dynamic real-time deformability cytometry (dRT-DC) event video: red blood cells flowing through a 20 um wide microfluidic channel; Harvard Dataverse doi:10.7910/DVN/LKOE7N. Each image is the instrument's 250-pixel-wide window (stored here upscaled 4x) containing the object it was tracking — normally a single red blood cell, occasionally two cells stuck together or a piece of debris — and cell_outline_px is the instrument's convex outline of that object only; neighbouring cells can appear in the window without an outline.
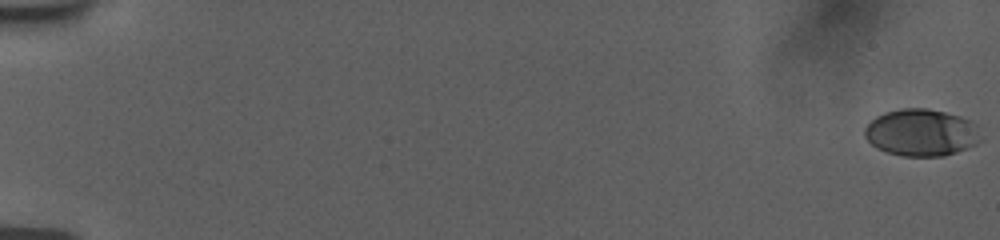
{"species": "human", "species_latin": "Homo sapiens", "temperature_condition": "room temperature", "stored_images_in_passage": 13, "camera_frame_rate_fps": 3000, "um_per_image_px": 0.085, "donor": {"sex": "female"}, "frame": {"image": 1, "passage_image": 1, "time_ms": 0.0, "image_size_px": [1000, 240], "cell_outline_px": [[984, 140], [968, 148], [944, 156], [904, 156], [888, 152], [876, 148], [864, 136], [864, 128], [876, 116], [884, 112], [900, 108], [928, 108], [960, 116], [972, 120], [976, 124]], "centroid_in_image_um": [78.35, 11.26], "position_along_channel_um": 6.6, "area_um2": 32.19}}
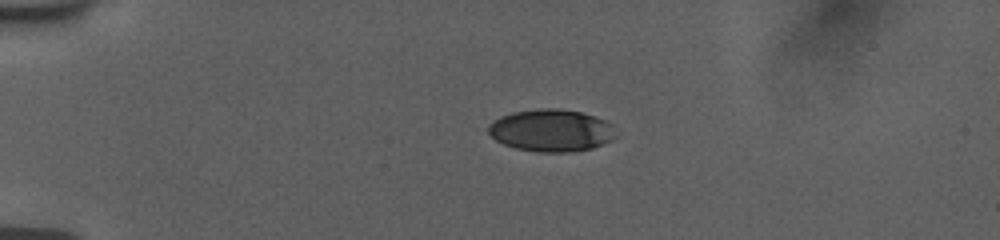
{"frame": {"image": 2, "passage_image": 8, "time_ms": 4.667, "image_size_px": [1000, 240], "cell_outline_px": [[616, 136], [612, 140], [592, 148], [572, 152], [540, 152], [516, 148], [504, 144], [496, 140], [488, 132], [488, 124], [500, 116], [512, 112], [540, 108], [560, 108], [580, 112], [604, 120], [612, 124]], "centroid_in_image_um": [46.84, 11.08], "position_along_channel_um": 38.2, "area_um2": 31.39}}
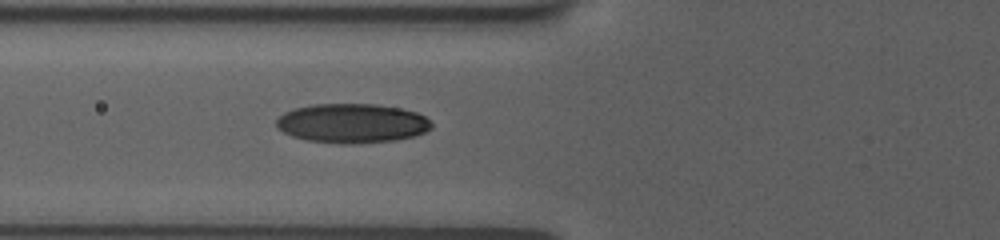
{"frame": {"image": 3, "passage_image": 13, "time_ms": 7.667, "image_size_px": [1000, 240], "cell_outline_px": [[432, 128], [424, 132], [412, 136], [396, 140], [352, 144], [340, 144], [308, 140], [292, 136], [276, 128], [276, 120], [284, 112], [292, 108], [312, 104], [376, 104], [400, 108], [416, 112], [424, 116], [432, 124]], "centroid_in_image_um": [29.89, 10.47], "position_along_channel_um": 95.9, "area_um2": 35.66}}